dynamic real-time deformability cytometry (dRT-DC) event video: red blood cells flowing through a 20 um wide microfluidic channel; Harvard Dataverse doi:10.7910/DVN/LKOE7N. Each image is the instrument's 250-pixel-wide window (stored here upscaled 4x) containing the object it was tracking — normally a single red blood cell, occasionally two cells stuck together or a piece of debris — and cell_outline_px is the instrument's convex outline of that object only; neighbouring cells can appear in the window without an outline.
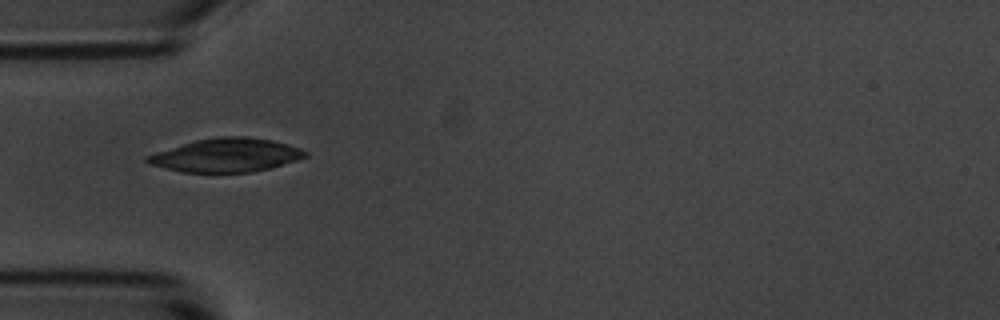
{"species": "common noctule bat (a hibernating species)", "species_latin": "Nyctalus noctula", "temperature_condition": "room temperature", "stored_images_in_passage": 7, "camera_frame_rate_fps": 3000, "um_per_image_px": 0.085, "animal": {"sex": "male", "body_mass_g": 20.1, "forearm_length_mm": 53.5}, "frame": {"image": 1, "passage_image": 4, "time_ms": 3.667, "image_size_px": [1000, 320], "cell_outline_px": [[308, 156], [296, 160], [268, 168], [252, 172], [180, 172], [148, 164], [144, 160], [144, 156], [156, 152], [196, 140], [216, 136], [244, 136], [272, 140], [288, 144], [300, 148], [308, 152]], "centroid_in_image_um": [19.2, 13.19], "position_along_channel_um": 65.8, "area_um2": 30.87}}
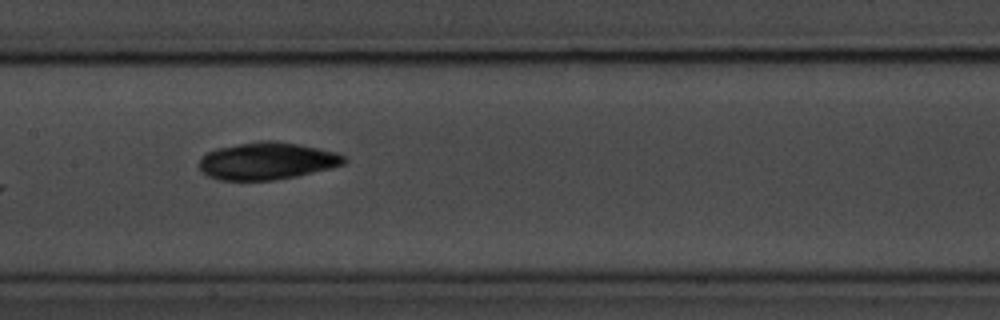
{"frame": {"image": 2, "passage_image": 7, "time_ms": 7.0, "image_size_px": [1000, 320], "cell_outline_px": [[348, 160], [344, 164], [296, 176], [272, 180], [220, 180], [208, 176], [200, 168], [200, 156], [216, 148], [236, 144], [260, 140], [276, 140], [336, 152], [344, 156]], "centroid_in_image_um": [22.67, 13.67], "position_along_channel_um": 184.7, "area_um2": 31.27}}